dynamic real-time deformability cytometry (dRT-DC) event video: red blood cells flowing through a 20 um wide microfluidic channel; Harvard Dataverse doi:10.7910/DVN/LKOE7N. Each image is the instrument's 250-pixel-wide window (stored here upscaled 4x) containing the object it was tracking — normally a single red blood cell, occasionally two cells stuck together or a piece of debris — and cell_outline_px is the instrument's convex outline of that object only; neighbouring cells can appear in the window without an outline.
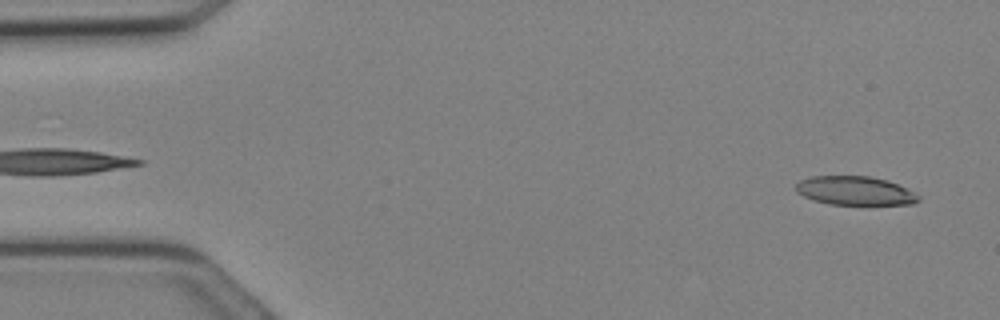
{"species": "Egyptian fruit bat (a non-hibernating species)", "species_latin": "Rousettus aegyptiacus", "temperature_condition": "cold", "stored_images_in_passage": 8, "camera_frame_rate_fps": 3000, "um_per_image_px": 0.085, "animal": {"sex": "female"}, "frame": {"image": 1, "passage_image": 1, "time_ms": 0.0, "image_size_px": [1000, 320], "cell_outline_px": [[920, 200], [912, 204], [828, 204], [804, 196], [796, 192], [796, 184], [800, 180], [812, 176], [868, 176], [888, 180], [920, 196]], "centroid_in_image_um": [72.65, 16.2], "position_along_channel_um": 12.3, "area_um2": 20.29}}